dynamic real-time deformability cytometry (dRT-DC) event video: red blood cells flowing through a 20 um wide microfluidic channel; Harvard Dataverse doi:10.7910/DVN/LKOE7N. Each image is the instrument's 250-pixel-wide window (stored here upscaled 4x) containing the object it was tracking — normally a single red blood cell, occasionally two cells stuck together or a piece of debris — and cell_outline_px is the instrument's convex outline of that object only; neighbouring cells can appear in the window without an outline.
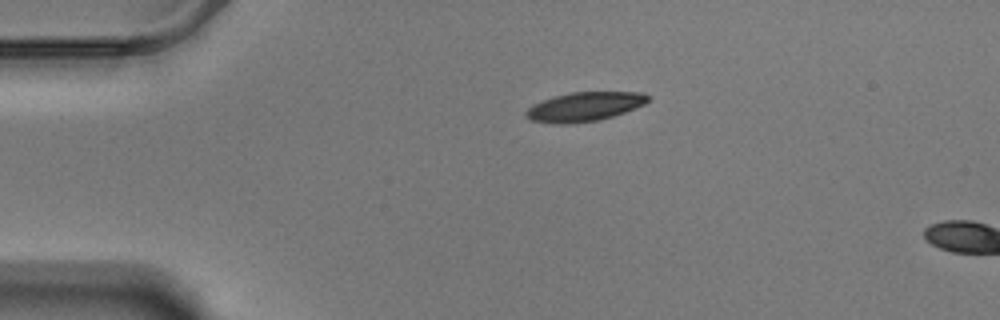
{"species": "Egyptian fruit bat (a non-hibernating species)", "species_latin": "Rousettus aegyptiacus", "temperature_condition": "warm", "stored_images_in_passage": 4, "camera_frame_rate_fps": 3000, "um_per_image_px": 0.085, "animal": {"sex": "male"}, "frame": {"image": 1, "passage_image": 1, "time_ms": 0.0, "image_size_px": [1000, 320], "cell_outline_px": [[652, 96], [644, 104], [624, 112], [600, 120], [568, 124], [552, 124], [532, 120], [524, 116], [524, 112], [532, 104], [556, 96], [572, 92], [644, 92]], "centroid_in_image_um": [49.67, 9.07], "position_along_channel_um": 35.3, "area_um2": 20.75}}